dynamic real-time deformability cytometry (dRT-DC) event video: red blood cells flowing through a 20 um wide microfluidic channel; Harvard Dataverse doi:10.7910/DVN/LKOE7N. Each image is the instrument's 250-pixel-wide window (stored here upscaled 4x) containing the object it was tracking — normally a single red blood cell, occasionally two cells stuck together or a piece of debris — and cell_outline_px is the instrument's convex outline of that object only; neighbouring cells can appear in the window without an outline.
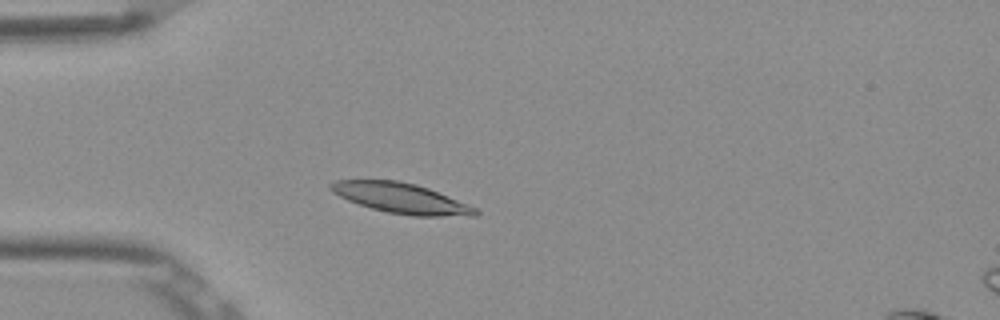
{"species": "Egyptian fruit bat (a non-hibernating species)", "species_latin": "Rousettus aegyptiacus", "temperature_condition": "room temperature", "stored_images_in_passage": 4, "camera_frame_rate_fps": 3000, "um_per_image_px": 0.085, "frame": {"image": 1, "passage_image": 4, "time_ms": 1.0, "image_size_px": [1000, 320], "cell_outline_px": [[480, 212], [476, 216], [412, 216], [388, 212], [372, 208], [348, 200], [332, 192], [328, 188], [328, 184], [336, 180], [396, 180], [416, 184], [428, 188], [468, 204], [476, 208]], "centroid_in_image_um": [34.09, 16.84], "position_along_channel_um": 50.9, "area_um2": 25.37}}